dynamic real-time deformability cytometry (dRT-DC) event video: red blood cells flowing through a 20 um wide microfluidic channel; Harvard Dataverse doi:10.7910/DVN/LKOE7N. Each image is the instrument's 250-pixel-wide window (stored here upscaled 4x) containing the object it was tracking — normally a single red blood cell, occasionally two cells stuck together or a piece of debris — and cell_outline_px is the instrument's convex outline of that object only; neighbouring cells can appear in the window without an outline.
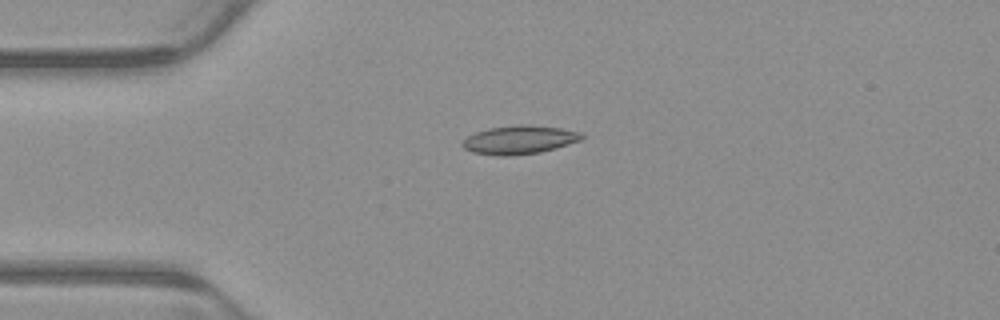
{"species": "common noctule bat (a hibernating species)", "species_latin": "Nyctalus noctula", "temperature_condition": "warm", "stored_images_in_passage": 3, "camera_frame_rate_fps": 3000, "um_per_image_px": 0.085, "animal": {"sex": "male", "body_mass_g": 23.1, "forearm_length_mm": 52.7}, "frame": {"image": 1, "passage_image": 2, "time_ms": 0.333, "image_size_px": [1000, 320], "cell_outline_px": [[584, 136], [580, 140], [556, 148], [540, 152], [512, 156], [496, 156], [472, 152], [464, 148], [460, 144], [468, 136], [476, 132], [488, 128], [520, 124], [560, 128], [584, 132]], "centroid_in_image_um": [44.14, 11.89], "position_along_channel_um": 40.9, "area_um2": 19.88}}